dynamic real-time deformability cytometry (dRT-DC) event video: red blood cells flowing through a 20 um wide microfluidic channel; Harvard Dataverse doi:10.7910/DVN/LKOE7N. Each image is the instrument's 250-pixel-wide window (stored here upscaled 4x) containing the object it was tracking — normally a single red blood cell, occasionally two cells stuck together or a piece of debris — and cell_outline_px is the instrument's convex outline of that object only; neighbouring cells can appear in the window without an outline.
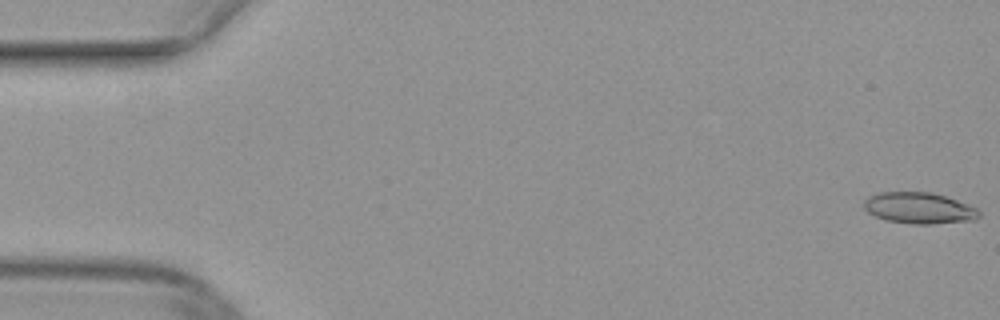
{"species": "common noctule bat (a hibernating species)", "species_latin": "Nyctalus noctula", "temperature_condition": "warm", "stored_images_in_passage": 17, "camera_frame_rate_fps": 3000, "um_per_image_px": 0.085, "animal": {"sex": "female", "body_mass_g": 29.2, "forearm_length_mm": 56.3}, "frame": {"image": 1, "passage_image": 1, "time_ms": 0.0, "image_size_px": [1000, 320], "cell_outline_px": [[980, 216], [976, 220], [932, 224], [912, 224], [888, 220], [876, 216], [868, 212], [864, 208], [864, 200], [868, 196], [880, 192], [928, 192], [944, 196], [956, 200], [976, 208], [980, 212]], "centroid_in_image_um": [78.12, 17.69], "position_along_channel_um": 6.9, "area_um2": 20.81}}
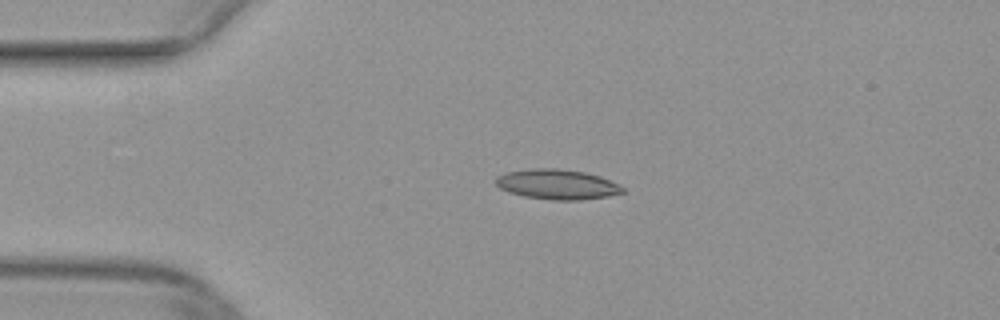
{"frame": {"image": 2, "passage_image": 12, "time_ms": 3.667, "image_size_px": [1000, 320], "cell_outline_px": [[624, 192], [608, 196], [580, 200], [552, 200], [524, 196], [508, 192], [500, 188], [496, 184], [496, 176], [508, 172], [528, 168], [556, 168], [584, 172], [600, 176], [624, 188]], "centroid_in_image_um": [47.33, 15.67], "position_along_channel_um": 37.7, "area_um2": 22.08}}